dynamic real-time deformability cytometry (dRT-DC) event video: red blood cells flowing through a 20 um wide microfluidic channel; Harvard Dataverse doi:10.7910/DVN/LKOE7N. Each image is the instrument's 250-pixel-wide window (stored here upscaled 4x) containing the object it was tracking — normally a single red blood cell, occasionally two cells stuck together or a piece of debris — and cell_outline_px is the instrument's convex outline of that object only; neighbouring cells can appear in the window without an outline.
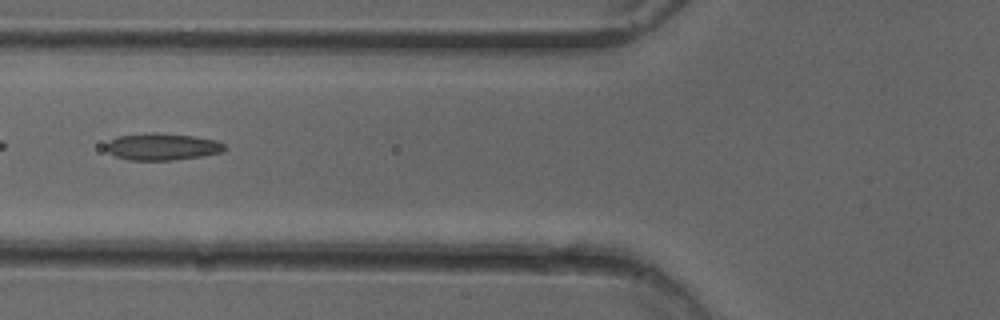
{"species": "common noctule bat (a hibernating species)", "species_latin": "Nyctalus noctula", "temperature_condition": "cold", "stored_images_in_passage": 50, "camera_frame_rate_fps": 3000, "um_per_image_px": 0.085, "animal": {"sex": "female"}, "frame": {"image": 1, "passage_image": 19, "time_ms": 6.0, "image_size_px": [1000, 320], "cell_outline_px": [[228, 148], [224, 152], [204, 156], [172, 160], [128, 160], [116, 156], [108, 152], [104, 148], [112, 140], [120, 136], [156, 132], [192, 136], [216, 140], [224, 144]], "centroid_in_image_um": [13.85, 12.48], "position_along_channel_um": 111.9, "area_um2": 18.55}}
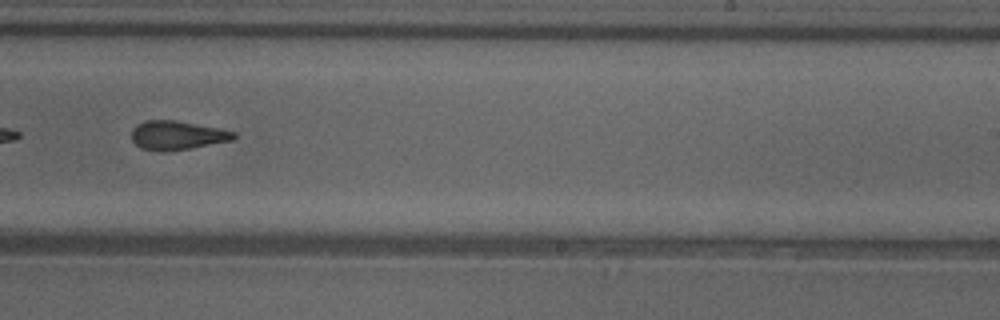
{"frame": {"image": 2, "passage_image": 31, "time_ms": 10.0, "image_size_px": [1000, 320], "cell_outline_px": [[236, 140], [164, 152], [160, 152], [140, 148], [132, 140], [132, 128], [136, 124], [148, 120], [172, 120], [220, 128], [236, 132]], "centroid_in_image_um": [15.06, 11.51], "position_along_channel_um": 273.9, "area_um2": 17.28}}
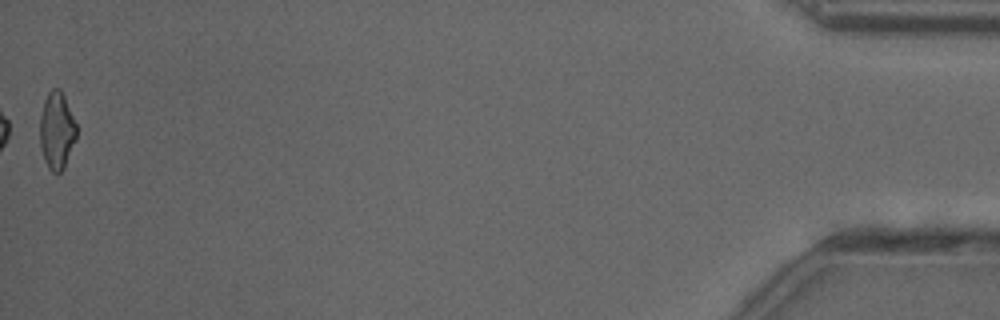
{"frame": {"image": 3, "passage_image": 50, "time_ms": 16.333, "image_size_px": [1000, 320], "cell_outline_px": [[76, 140], [64, 168], [60, 172], [52, 172], [48, 168], [44, 160], [40, 144], [40, 116], [44, 100], [48, 92], [52, 88], [60, 88], [64, 96], [76, 124]], "centroid_in_image_um": [4.82, 11.1], "position_along_channel_um": 430.4, "area_um2": 16.47}, "authors_computed_cell_mechanics": {"area_um2": 17.8024, "velocity_mm_per_s": 4.0458, "shape_relaxation_time_tau1_ms": 8.083, "shape_relaxation_time_tau2_ms": 2.3126, "deformation_change_tau1": 0.1851, "deformation_change_tau2": 0.105}}